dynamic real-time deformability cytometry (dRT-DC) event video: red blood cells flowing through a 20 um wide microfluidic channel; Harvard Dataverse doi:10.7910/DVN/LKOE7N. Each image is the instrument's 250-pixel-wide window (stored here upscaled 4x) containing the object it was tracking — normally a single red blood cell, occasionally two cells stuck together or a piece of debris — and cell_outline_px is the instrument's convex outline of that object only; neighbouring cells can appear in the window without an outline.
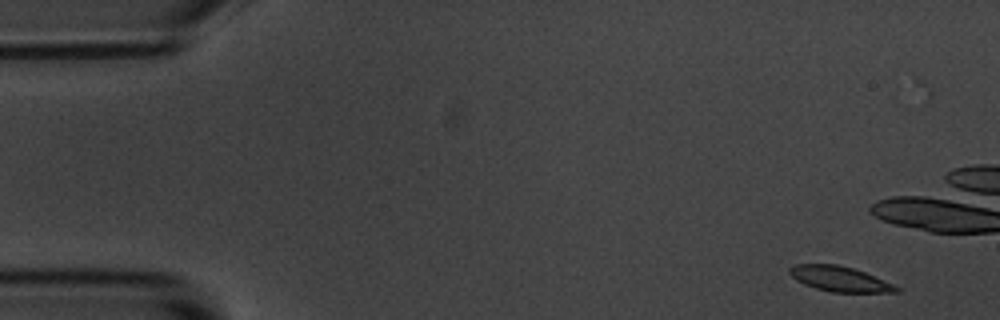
{"species": "common noctule bat (a hibernating species)", "species_latin": "Nyctalus noctula", "temperature_condition": "room temperature", "stored_images_in_passage": 6, "camera_frame_rate_fps": 3000, "um_per_image_px": 0.085, "animal": {"sex": "male", "body_mass_g": 20.1, "forearm_length_mm": 53.5}, "frame": {"image": 1, "passage_image": 1, "time_ms": 0.0, "image_size_px": [1000, 320], "cell_outline_px": [[900, 292], [832, 292], [816, 288], [804, 284], [796, 280], [788, 272], [788, 268], [796, 264], [836, 264], [852, 268], [864, 272], [892, 284], [900, 288]], "centroid_in_image_um": [71.34, 23.7], "position_along_channel_um": 13.7, "area_um2": 15.43}}